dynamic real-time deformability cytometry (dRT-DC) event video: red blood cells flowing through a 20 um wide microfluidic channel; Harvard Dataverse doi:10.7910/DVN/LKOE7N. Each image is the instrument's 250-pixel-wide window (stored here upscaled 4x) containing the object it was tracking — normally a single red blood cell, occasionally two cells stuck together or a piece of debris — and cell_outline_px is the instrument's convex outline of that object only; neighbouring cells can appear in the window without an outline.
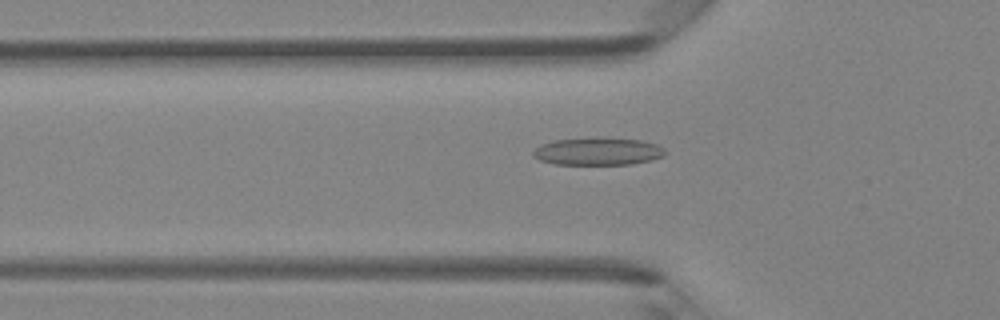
{"species": "Egyptian fruit bat (a non-hibernating species)", "species_latin": "Rousettus aegyptiacus", "temperature_condition": "room temperature", "stored_images_in_passage": 47, "camera_frame_rate_fps": 3000, "um_per_image_px": 0.085, "animal": {"sex": "female"}, "frame": {"image": 1, "passage_image": 16, "time_ms": 5.0, "image_size_px": [1000, 320], "cell_outline_px": [[664, 156], [652, 160], [632, 164], [556, 164], [540, 160], [532, 156], [532, 152], [540, 144], [556, 140], [596, 136], [600, 136], [640, 140], [656, 144], [664, 148]], "centroid_in_image_um": [50.81, 12.85], "position_along_channel_um": 75.0, "area_um2": 21.5}}
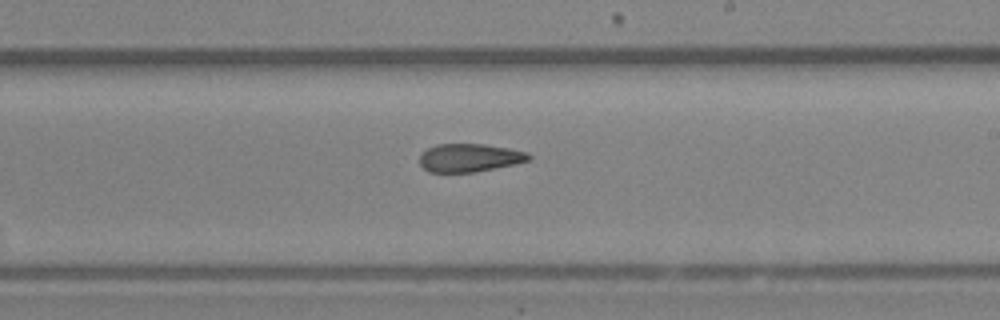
{"frame": {"image": 2, "passage_image": 28, "time_ms": 9.0, "image_size_px": [1000, 320], "cell_outline_px": [[532, 160], [516, 164], [476, 172], [428, 172], [420, 164], [420, 156], [428, 148], [436, 144], [484, 144], [508, 148], [528, 152], [532, 156]], "centroid_in_image_um": [39.96, 13.41], "position_along_channel_um": 249.0, "area_um2": 18.03}}
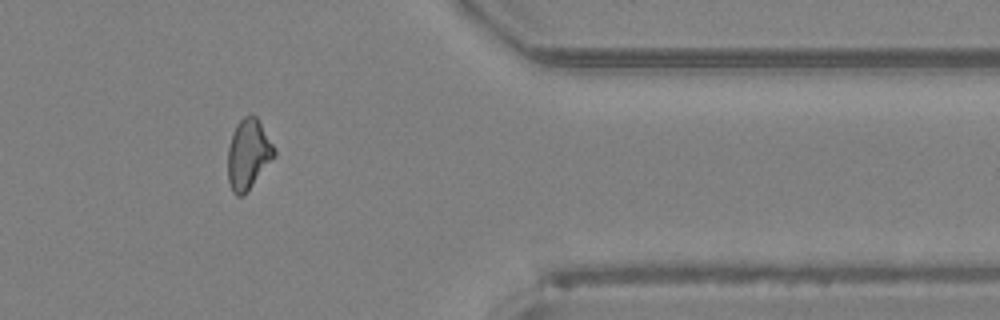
{"frame": {"image": 3, "passage_image": 39, "time_ms": 12.667, "image_size_px": [1000, 320], "cell_outline_px": [[276, 156], [244, 196], [236, 196], [232, 192], [228, 180], [228, 148], [232, 132], [236, 124], [244, 116], [252, 112], [256, 116], [276, 148]], "centroid_in_image_um": [21.11, 13.1], "position_along_channel_um": 390.3, "area_um2": 19.36}, "authors_computed_cell_mechanics": {"area_um2": 19.3052, "velocity_mm_per_s": 4.3566, "shape_relaxation_time_tau1_ms": null, "shape_relaxation_time_tau2_ms": 3.1628, "deformation_change_tau1": null, "deformation_change_tau2": 0.1169}}